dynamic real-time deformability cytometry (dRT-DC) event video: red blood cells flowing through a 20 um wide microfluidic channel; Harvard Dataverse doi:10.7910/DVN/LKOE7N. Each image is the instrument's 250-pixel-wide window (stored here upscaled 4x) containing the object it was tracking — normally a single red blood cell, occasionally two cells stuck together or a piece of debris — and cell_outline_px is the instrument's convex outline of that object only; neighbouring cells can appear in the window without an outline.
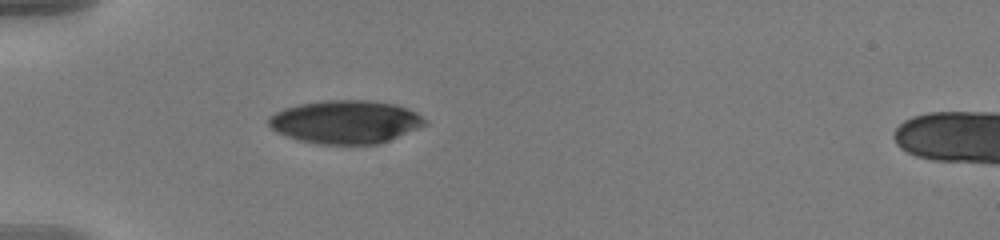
{"species": "human", "species_latin": "Homo sapiens", "temperature_condition": "warm", "stored_images_in_passage": 40, "camera_frame_rate_fps": 3000, "um_per_image_px": 0.085, "donor": {"sex": "male"}, "frame": {"image": 1, "passage_image": 1, "time_ms": 0.0, "image_size_px": [1000, 240], "cell_outline_px": [[428, 124], [380, 144], [316, 144], [300, 140], [276, 132], [268, 124], [268, 116], [284, 108], [300, 104], [328, 100], [372, 100], [396, 104], [416, 112], [428, 120]], "centroid_in_image_um": [29.4, 10.36], "position_along_channel_um": 55.6, "area_um2": 39.48}}
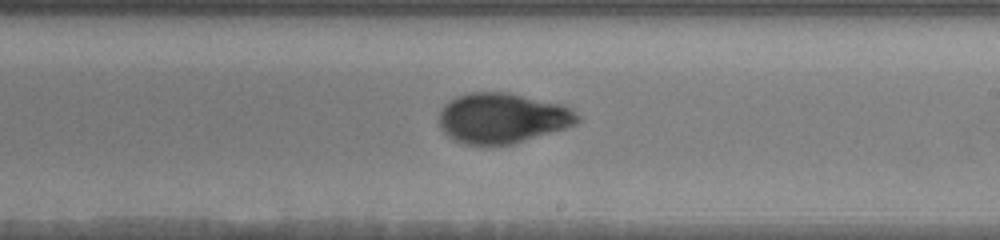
{"frame": {"image": 2, "passage_image": 18, "time_ms": 5.667, "image_size_px": [1000, 240], "cell_outline_px": [[580, 120], [576, 124], [564, 128], [512, 144], [464, 144], [448, 136], [440, 128], [440, 112], [444, 104], [448, 100], [456, 96], [468, 92], [508, 92], [564, 104], [572, 108], [580, 116]], "centroid_in_image_um": [42.71, 10.01], "position_along_channel_um": 246.3, "area_um2": 40.58}}
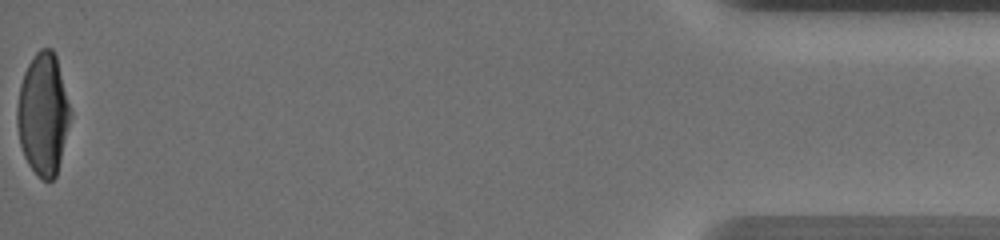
{"frame": {"image": 3, "passage_image": 40, "time_ms": 13.0, "image_size_px": [1000, 240], "cell_outline_px": [[72, 112], [56, 176], [52, 180], [44, 180], [28, 164], [24, 156], [20, 144], [16, 124], [16, 108], [20, 84], [24, 72], [28, 64], [36, 52], [40, 48], [52, 48], [56, 56]], "centroid_in_image_um": [3.65, 9.67], "position_along_channel_um": 431.5, "area_um2": 37.74}, "authors_computed_cell_mechanics": {"area_um2": 39.7375, "velocity_mm_per_s": 3.6208, "shape_relaxation_time_tau1_ms": 5.6982, "shape_relaxation_time_tau2_ms": 1.5049, "deformation_change_tau1": 0.1849, "deformation_change_tau2": 0.0504}}